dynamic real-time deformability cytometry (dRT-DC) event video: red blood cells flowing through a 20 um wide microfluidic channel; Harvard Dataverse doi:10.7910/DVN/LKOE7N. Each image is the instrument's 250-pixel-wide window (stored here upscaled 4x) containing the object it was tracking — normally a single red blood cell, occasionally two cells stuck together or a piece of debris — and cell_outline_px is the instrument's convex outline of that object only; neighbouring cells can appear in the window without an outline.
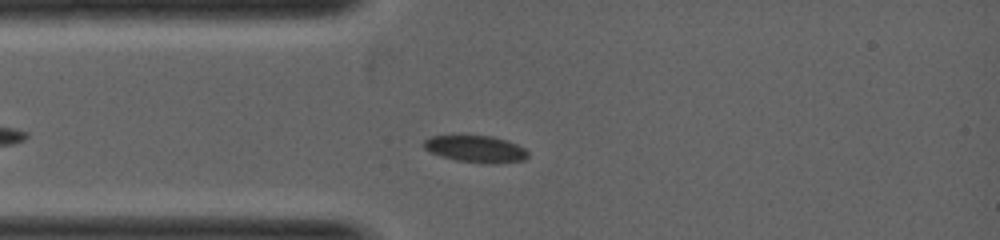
{"species": "common noctule bat (a hibernating species)", "species_latin": "Nyctalus noctula", "temperature_condition": "warm", "stored_images_in_passage": 12, "camera_frame_rate_fps": 5000, "um_per_image_px": 0.085, "animal": {"sex": "female", "body_mass_g": 19.0, "forearm_length_mm": 53.3}, "frame": {"image": 1, "passage_image": 2, "time_ms": 0.2, "image_size_px": [1000, 240], "cell_outline_px": [[528, 156], [524, 160], [496, 164], [488, 164], [456, 160], [440, 156], [424, 148], [424, 140], [432, 136], [492, 136], [508, 140], [524, 148], [528, 152]], "centroid_in_image_um": [40.48, 12.67], "position_along_channel_um": 44.5, "area_um2": 16.24}}
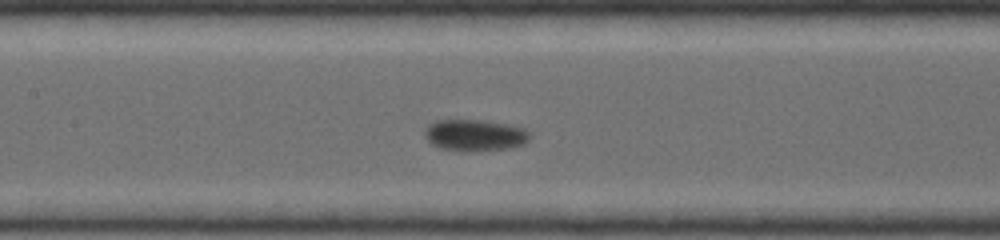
{"frame": {"image": 2, "passage_image": 8, "time_ms": 1.8, "image_size_px": [1000, 240], "cell_outline_px": [[528, 140], [524, 144], [508, 148], [440, 148], [432, 144], [424, 136], [424, 128], [428, 124], [436, 120], [484, 120], [508, 124], [524, 128], [528, 132]], "centroid_in_image_um": [40.33, 11.42], "position_along_channel_um": 167.1, "area_um2": 18.44}}
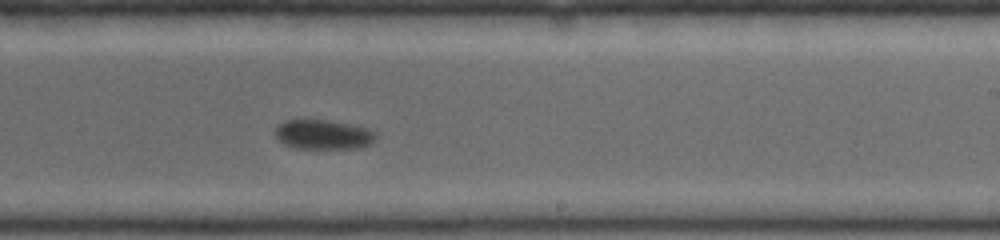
{"frame": {"image": 3, "passage_image": 12, "time_ms": 3.0, "image_size_px": [1000, 240], "cell_outline_px": [[376, 136], [372, 144], [356, 148], [296, 148], [284, 144], [276, 140], [276, 128], [284, 120], [328, 120], [368, 128], [376, 132]], "centroid_in_image_um": [27.48, 11.44], "position_along_channel_um": 261.5, "area_um2": 17.28}}